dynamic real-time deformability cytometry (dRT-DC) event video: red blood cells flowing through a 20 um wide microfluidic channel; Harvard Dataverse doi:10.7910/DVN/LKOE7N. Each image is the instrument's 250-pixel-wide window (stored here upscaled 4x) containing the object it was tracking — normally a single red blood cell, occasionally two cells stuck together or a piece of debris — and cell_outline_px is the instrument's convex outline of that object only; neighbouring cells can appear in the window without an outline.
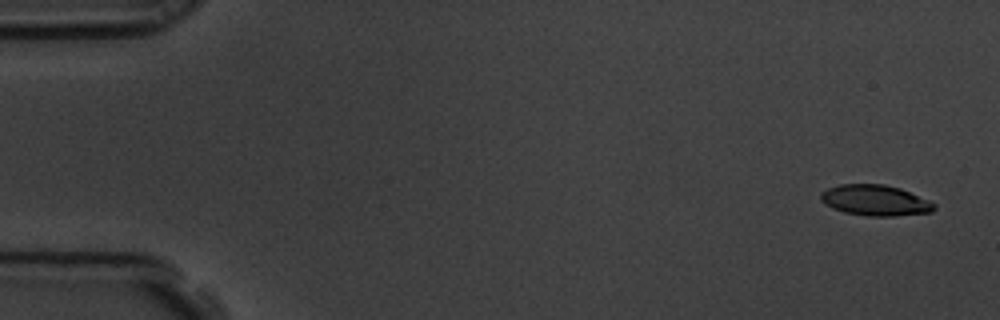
{"species": "common noctule bat (a hibernating species)", "species_latin": "Nyctalus noctula", "temperature_condition": "room temperature", "stored_images_in_passage": 8, "camera_frame_rate_fps": 3000, "um_per_image_px": 0.085, "animal": {"sex": "male", "body_mass_g": 19.5, "forearm_length_mm": 54.6}, "frame": {"image": 1, "passage_image": 1, "time_ms": 0.0, "image_size_px": [1000, 320], "cell_outline_px": [[936, 208], [932, 212], [896, 216], [868, 216], [844, 212], [832, 208], [824, 204], [820, 200], [820, 192], [828, 188], [840, 184], [884, 184], [900, 188], [928, 200], [936, 204]], "centroid_in_image_um": [74.37, 17.03], "position_along_channel_um": 10.6, "area_um2": 20.46}}
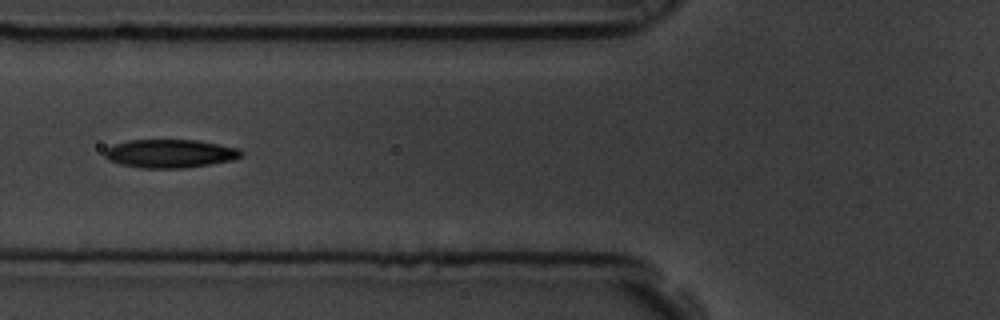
{"frame": {"image": 2, "passage_image": 7, "time_ms": 2.0, "image_size_px": [1000, 320], "cell_outline_px": [[244, 156], [232, 160], [188, 168], [144, 168], [120, 164], [108, 160], [104, 156], [104, 152], [112, 144], [128, 140], [196, 140], [240, 148], [244, 152]], "centroid_in_image_um": [14.47, 13.05], "position_along_channel_um": 111.3, "area_um2": 22.77}}
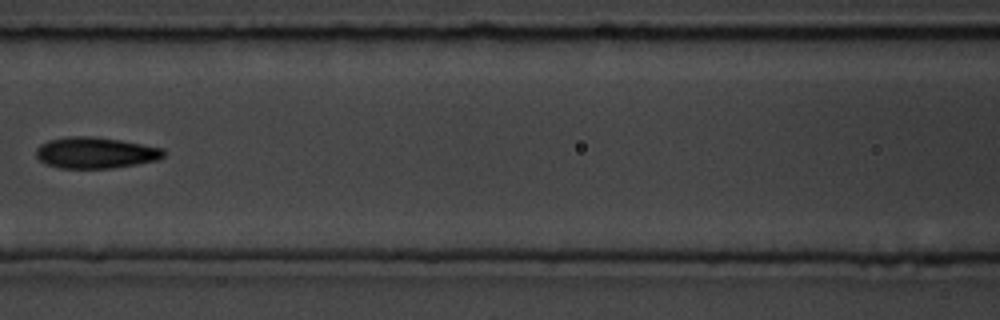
{"frame": {"image": 3, "passage_image": 8, "time_ms": 2.333, "image_size_px": [1000, 320], "cell_outline_px": [[164, 156], [156, 160], [136, 164], [112, 168], [60, 168], [48, 164], [40, 160], [36, 156], [36, 148], [40, 144], [48, 140], [68, 136], [92, 136], [120, 140], [164, 148]], "centroid_in_image_um": [8.1, 12.97], "position_along_channel_um": 158.5, "area_um2": 23.12}}